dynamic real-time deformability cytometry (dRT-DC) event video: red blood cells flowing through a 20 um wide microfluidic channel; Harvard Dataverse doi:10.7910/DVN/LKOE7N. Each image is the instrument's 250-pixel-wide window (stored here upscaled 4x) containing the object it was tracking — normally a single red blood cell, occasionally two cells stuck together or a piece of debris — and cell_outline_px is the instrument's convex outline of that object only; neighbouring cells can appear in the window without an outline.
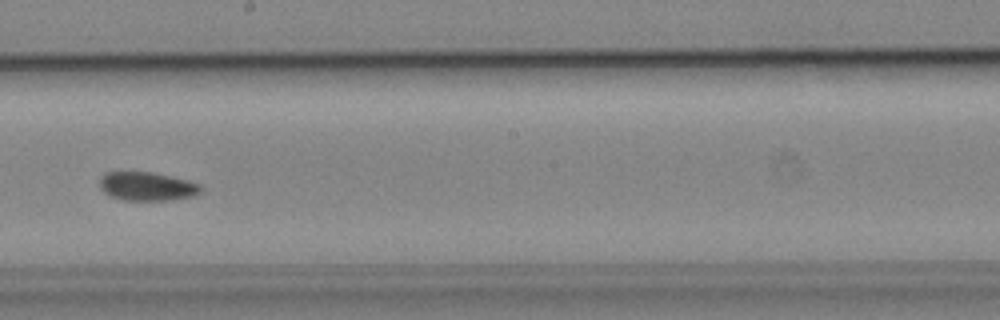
{"species": "common noctule bat (a hibernating species)", "species_latin": "Nyctalus noctula", "temperature_condition": "cold", "stored_images_in_passage": 8, "segment_of_instrument_passage": [2, 2], "camera_frame_rate_fps": 3000, "um_per_image_px": 0.085, "animal": {"sex": "male", "body_mass_g": 19.2, "forearm_length_mm": 51.8}, "frame": {"image": 1, "passage_image": 8, "time_ms": 9.333, "image_size_px": [1000, 320], "cell_outline_px": [[204, 188], [200, 192], [192, 196], [168, 200], [124, 200], [108, 196], [100, 188], [100, 176], [104, 172], [152, 172], [188, 180], [200, 184]], "centroid_in_image_um": [12.48, 15.83], "position_along_channel_um": 235.7, "area_um2": 16.99}}